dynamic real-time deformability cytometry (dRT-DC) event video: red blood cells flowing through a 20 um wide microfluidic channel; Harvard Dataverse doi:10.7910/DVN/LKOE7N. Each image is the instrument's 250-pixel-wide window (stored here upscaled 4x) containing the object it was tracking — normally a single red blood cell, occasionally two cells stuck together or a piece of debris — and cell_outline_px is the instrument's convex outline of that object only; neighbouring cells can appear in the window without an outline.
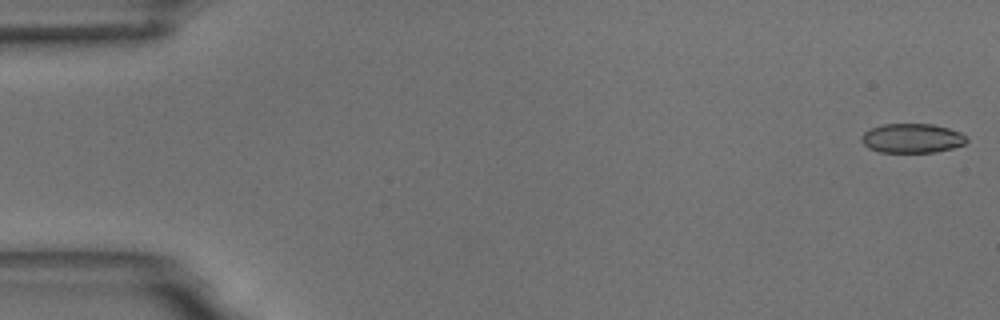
{"species": "common noctule bat (a hibernating species)", "species_latin": "Nyctalus noctula", "temperature_condition": "room temperature", "stored_images_in_passage": 55, "camera_frame_rate_fps": 3000, "um_per_image_px": 0.085, "animal": {"sex": "male", "body_mass_g": 18.8}, "frame": {"image": 1, "passage_image": 1, "time_ms": 0.0, "image_size_px": [1000, 320], "cell_outline_px": [[968, 140], [964, 144], [952, 148], [936, 152], [880, 152], [868, 148], [860, 140], [860, 136], [864, 132], [872, 128], [884, 124], [932, 124], [948, 128], [960, 132]], "centroid_in_image_um": [77.5, 11.75], "position_along_channel_um": 7.5, "area_um2": 17.92}}
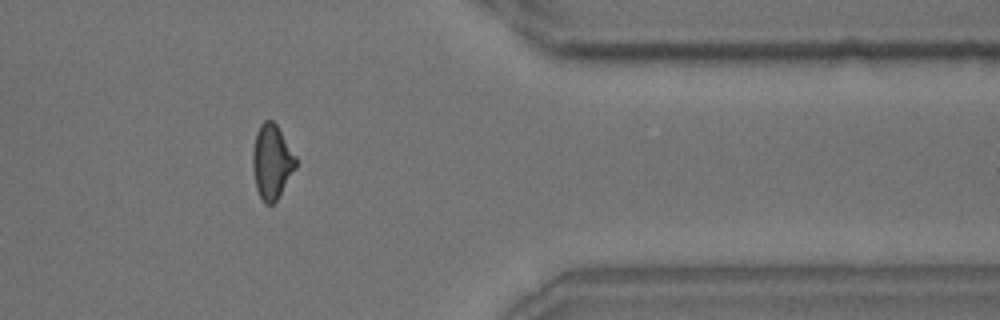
{"frame": {"image": 2, "passage_image": 45, "time_ms": 14.667, "image_size_px": [1000, 320], "cell_outline_px": [[296, 168], [276, 200], [272, 204], [264, 204], [256, 188], [252, 168], [252, 152], [256, 132], [260, 124], [264, 120], [272, 120], [276, 124], [296, 156]], "centroid_in_image_um": [23.08, 13.73], "position_along_channel_um": 388.3, "area_um2": 18.67}}
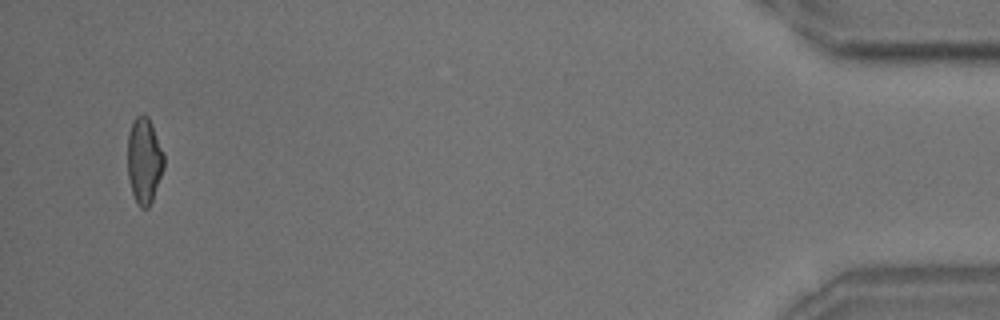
{"frame": {"image": 3, "passage_image": 53, "time_ms": 17.333, "image_size_px": [1000, 320], "cell_outline_px": [[164, 168], [152, 200], [148, 208], [140, 208], [136, 204], [132, 192], [128, 176], [128, 132], [132, 120], [136, 116], [144, 112], [148, 116], [152, 124], [164, 152]], "centroid_in_image_um": [12.25, 13.61], "position_along_channel_um": 422.9, "area_um2": 18.5}, "authors_computed_cell_mechanics": {"area_um2": 18.9584, "velocity_mm_per_s": 3.6802, "shape_relaxation_time_tau1_ms": 6.6165, "shape_relaxation_time_tau2_ms": 1.8931, "deformation_change_tau1": 0.1434, "deformation_change_tau2": 0.0861}}